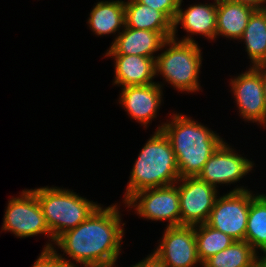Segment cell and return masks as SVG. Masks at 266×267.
I'll return each instance as SVG.
<instances>
[{
	"label": "cell",
	"instance_id": "cell-1",
	"mask_svg": "<svg viewBox=\"0 0 266 267\" xmlns=\"http://www.w3.org/2000/svg\"><path fill=\"white\" fill-rule=\"evenodd\" d=\"M116 204L103 208L101 205L76 228L61 234L54 245L63 250V255L52 250L71 267H99L115 263L121 254L124 225ZM123 226V227H122ZM72 259V261H70ZM76 264H75V263Z\"/></svg>",
	"mask_w": 266,
	"mask_h": 267
},
{
	"label": "cell",
	"instance_id": "cell-2",
	"mask_svg": "<svg viewBox=\"0 0 266 267\" xmlns=\"http://www.w3.org/2000/svg\"><path fill=\"white\" fill-rule=\"evenodd\" d=\"M157 127L173 148L180 178L196 177L211 155L224 142L219 134L180 113Z\"/></svg>",
	"mask_w": 266,
	"mask_h": 267
},
{
	"label": "cell",
	"instance_id": "cell-3",
	"mask_svg": "<svg viewBox=\"0 0 266 267\" xmlns=\"http://www.w3.org/2000/svg\"><path fill=\"white\" fill-rule=\"evenodd\" d=\"M179 178L173 148L165 134L156 130L138 154L123 202L137 191L173 185Z\"/></svg>",
	"mask_w": 266,
	"mask_h": 267
},
{
	"label": "cell",
	"instance_id": "cell-4",
	"mask_svg": "<svg viewBox=\"0 0 266 267\" xmlns=\"http://www.w3.org/2000/svg\"><path fill=\"white\" fill-rule=\"evenodd\" d=\"M32 190L54 240L64 232L76 228L100 206L66 188L46 186Z\"/></svg>",
	"mask_w": 266,
	"mask_h": 267
},
{
	"label": "cell",
	"instance_id": "cell-5",
	"mask_svg": "<svg viewBox=\"0 0 266 267\" xmlns=\"http://www.w3.org/2000/svg\"><path fill=\"white\" fill-rule=\"evenodd\" d=\"M164 48L166 50L155 60L156 75H162L178 91L192 93L201 90L198 80L203 59L198 43L171 37L165 40L161 50Z\"/></svg>",
	"mask_w": 266,
	"mask_h": 267
},
{
	"label": "cell",
	"instance_id": "cell-6",
	"mask_svg": "<svg viewBox=\"0 0 266 267\" xmlns=\"http://www.w3.org/2000/svg\"><path fill=\"white\" fill-rule=\"evenodd\" d=\"M1 230L9 231L17 237L26 238L44 234L50 237V243L43 250H52L54 238L46 224L37 196L32 189H24L19 197H12L5 210ZM54 242V243H51Z\"/></svg>",
	"mask_w": 266,
	"mask_h": 267
},
{
	"label": "cell",
	"instance_id": "cell-7",
	"mask_svg": "<svg viewBox=\"0 0 266 267\" xmlns=\"http://www.w3.org/2000/svg\"><path fill=\"white\" fill-rule=\"evenodd\" d=\"M256 195L247 187L239 186L218 196L206 224L235 241L245 240L250 202Z\"/></svg>",
	"mask_w": 266,
	"mask_h": 267
},
{
	"label": "cell",
	"instance_id": "cell-8",
	"mask_svg": "<svg viewBox=\"0 0 266 267\" xmlns=\"http://www.w3.org/2000/svg\"><path fill=\"white\" fill-rule=\"evenodd\" d=\"M178 187L147 188L137 191L125 202V207L135 209L140 218L152 221H168L166 227L180 226V204Z\"/></svg>",
	"mask_w": 266,
	"mask_h": 267
},
{
	"label": "cell",
	"instance_id": "cell-9",
	"mask_svg": "<svg viewBox=\"0 0 266 267\" xmlns=\"http://www.w3.org/2000/svg\"><path fill=\"white\" fill-rule=\"evenodd\" d=\"M175 184L179 192L180 226L206 223L218 197L217 188L197 176L179 178Z\"/></svg>",
	"mask_w": 266,
	"mask_h": 267
},
{
	"label": "cell",
	"instance_id": "cell-10",
	"mask_svg": "<svg viewBox=\"0 0 266 267\" xmlns=\"http://www.w3.org/2000/svg\"><path fill=\"white\" fill-rule=\"evenodd\" d=\"M153 253L166 267L202 265L197 253L195 226L166 227L162 239Z\"/></svg>",
	"mask_w": 266,
	"mask_h": 267
},
{
	"label": "cell",
	"instance_id": "cell-11",
	"mask_svg": "<svg viewBox=\"0 0 266 267\" xmlns=\"http://www.w3.org/2000/svg\"><path fill=\"white\" fill-rule=\"evenodd\" d=\"M230 84L241 117L266 127V101L260 73L250 66L245 73L231 78Z\"/></svg>",
	"mask_w": 266,
	"mask_h": 267
},
{
	"label": "cell",
	"instance_id": "cell-12",
	"mask_svg": "<svg viewBox=\"0 0 266 267\" xmlns=\"http://www.w3.org/2000/svg\"><path fill=\"white\" fill-rule=\"evenodd\" d=\"M230 147L224 141L211 155L197 177L216 188L217 184H234L246 176L254 167V163L235 153L236 151Z\"/></svg>",
	"mask_w": 266,
	"mask_h": 267
},
{
	"label": "cell",
	"instance_id": "cell-13",
	"mask_svg": "<svg viewBox=\"0 0 266 267\" xmlns=\"http://www.w3.org/2000/svg\"><path fill=\"white\" fill-rule=\"evenodd\" d=\"M163 84L125 86L121 88L119 103L128 115L144 127L156 118L160 109Z\"/></svg>",
	"mask_w": 266,
	"mask_h": 267
},
{
	"label": "cell",
	"instance_id": "cell-14",
	"mask_svg": "<svg viewBox=\"0 0 266 267\" xmlns=\"http://www.w3.org/2000/svg\"><path fill=\"white\" fill-rule=\"evenodd\" d=\"M183 0L178 7L177 15L173 22L172 37L176 38L177 26L182 25L186 30L187 37H183L181 41L195 42L192 35L198 34L206 37L208 40H215L217 26V4H194L189 5L187 9L181 8ZM191 33V34H190ZM191 35V36H190Z\"/></svg>",
	"mask_w": 266,
	"mask_h": 267
},
{
	"label": "cell",
	"instance_id": "cell-15",
	"mask_svg": "<svg viewBox=\"0 0 266 267\" xmlns=\"http://www.w3.org/2000/svg\"><path fill=\"white\" fill-rule=\"evenodd\" d=\"M165 38L159 33L148 30L124 27L117 34L105 55H132L154 58L161 51ZM160 49V50H159Z\"/></svg>",
	"mask_w": 266,
	"mask_h": 267
},
{
	"label": "cell",
	"instance_id": "cell-16",
	"mask_svg": "<svg viewBox=\"0 0 266 267\" xmlns=\"http://www.w3.org/2000/svg\"><path fill=\"white\" fill-rule=\"evenodd\" d=\"M105 57L114 58L113 84L125 87L155 83L153 82V78L156 77L154 58L132 55H105Z\"/></svg>",
	"mask_w": 266,
	"mask_h": 267
},
{
	"label": "cell",
	"instance_id": "cell-17",
	"mask_svg": "<svg viewBox=\"0 0 266 267\" xmlns=\"http://www.w3.org/2000/svg\"><path fill=\"white\" fill-rule=\"evenodd\" d=\"M125 26L159 32L165 39L172 37L173 22L161 11L154 10L137 0L124 1Z\"/></svg>",
	"mask_w": 266,
	"mask_h": 267
},
{
	"label": "cell",
	"instance_id": "cell-18",
	"mask_svg": "<svg viewBox=\"0 0 266 267\" xmlns=\"http://www.w3.org/2000/svg\"><path fill=\"white\" fill-rule=\"evenodd\" d=\"M255 11L254 8L231 0H222L217 4V36L239 40Z\"/></svg>",
	"mask_w": 266,
	"mask_h": 267
},
{
	"label": "cell",
	"instance_id": "cell-19",
	"mask_svg": "<svg viewBox=\"0 0 266 267\" xmlns=\"http://www.w3.org/2000/svg\"><path fill=\"white\" fill-rule=\"evenodd\" d=\"M89 16L87 22L97 36L119 34L120 29L125 27L124 1L97 2Z\"/></svg>",
	"mask_w": 266,
	"mask_h": 267
},
{
	"label": "cell",
	"instance_id": "cell-20",
	"mask_svg": "<svg viewBox=\"0 0 266 267\" xmlns=\"http://www.w3.org/2000/svg\"><path fill=\"white\" fill-rule=\"evenodd\" d=\"M246 52L255 66L266 62V10H255L251 15L242 37Z\"/></svg>",
	"mask_w": 266,
	"mask_h": 267
},
{
	"label": "cell",
	"instance_id": "cell-21",
	"mask_svg": "<svg viewBox=\"0 0 266 267\" xmlns=\"http://www.w3.org/2000/svg\"><path fill=\"white\" fill-rule=\"evenodd\" d=\"M258 253L246 241H234L229 247L212 255L201 267H256Z\"/></svg>",
	"mask_w": 266,
	"mask_h": 267
},
{
	"label": "cell",
	"instance_id": "cell-22",
	"mask_svg": "<svg viewBox=\"0 0 266 267\" xmlns=\"http://www.w3.org/2000/svg\"><path fill=\"white\" fill-rule=\"evenodd\" d=\"M245 240L257 253L266 251V194H257L250 202Z\"/></svg>",
	"mask_w": 266,
	"mask_h": 267
},
{
	"label": "cell",
	"instance_id": "cell-23",
	"mask_svg": "<svg viewBox=\"0 0 266 267\" xmlns=\"http://www.w3.org/2000/svg\"><path fill=\"white\" fill-rule=\"evenodd\" d=\"M195 238L201 263L226 249L235 241L227 234L212 228L206 223L195 225Z\"/></svg>",
	"mask_w": 266,
	"mask_h": 267
},
{
	"label": "cell",
	"instance_id": "cell-24",
	"mask_svg": "<svg viewBox=\"0 0 266 267\" xmlns=\"http://www.w3.org/2000/svg\"><path fill=\"white\" fill-rule=\"evenodd\" d=\"M154 10L163 12L172 22L177 15L181 0H137Z\"/></svg>",
	"mask_w": 266,
	"mask_h": 267
},
{
	"label": "cell",
	"instance_id": "cell-25",
	"mask_svg": "<svg viewBox=\"0 0 266 267\" xmlns=\"http://www.w3.org/2000/svg\"><path fill=\"white\" fill-rule=\"evenodd\" d=\"M32 267H71L53 250H42Z\"/></svg>",
	"mask_w": 266,
	"mask_h": 267
},
{
	"label": "cell",
	"instance_id": "cell-26",
	"mask_svg": "<svg viewBox=\"0 0 266 267\" xmlns=\"http://www.w3.org/2000/svg\"><path fill=\"white\" fill-rule=\"evenodd\" d=\"M131 267H166L164 263L152 252L146 258Z\"/></svg>",
	"mask_w": 266,
	"mask_h": 267
},
{
	"label": "cell",
	"instance_id": "cell-27",
	"mask_svg": "<svg viewBox=\"0 0 266 267\" xmlns=\"http://www.w3.org/2000/svg\"><path fill=\"white\" fill-rule=\"evenodd\" d=\"M235 2H239L243 5L250 6L255 10L265 9L266 0H231Z\"/></svg>",
	"mask_w": 266,
	"mask_h": 267
},
{
	"label": "cell",
	"instance_id": "cell-28",
	"mask_svg": "<svg viewBox=\"0 0 266 267\" xmlns=\"http://www.w3.org/2000/svg\"><path fill=\"white\" fill-rule=\"evenodd\" d=\"M261 75L263 82V91L266 101V62L253 66Z\"/></svg>",
	"mask_w": 266,
	"mask_h": 267
},
{
	"label": "cell",
	"instance_id": "cell-29",
	"mask_svg": "<svg viewBox=\"0 0 266 267\" xmlns=\"http://www.w3.org/2000/svg\"><path fill=\"white\" fill-rule=\"evenodd\" d=\"M263 253V256H257L256 267H266V251H264Z\"/></svg>",
	"mask_w": 266,
	"mask_h": 267
},
{
	"label": "cell",
	"instance_id": "cell-30",
	"mask_svg": "<svg viewBox=\"0 0 266 267\" xmlns=\"http://www.w3.org/2000/svg\"><path fill=\"white\" fill-rule=\"evenodd\" d=\"M115 265H116V262L115 263H111V264H105V265L99 266V267H114Z\"/></svg>",
	"mask_w": 266,
	"mask_h": 267
},
{
	"label": "cell",
	"instance_id": "cell-31",
	"mask_svg": "<svg viewBox=\"0 0 266 267\" xmlns=\"http://www.w3.org/2000/svg\"><path fill=\"white\" fill-rule=\"evenodd\" d=\"M222 0H214L215 4L220 3Z\"/></svg>",
	"mask_w": 266,
	"mask_h": 267
}]
</instances>
